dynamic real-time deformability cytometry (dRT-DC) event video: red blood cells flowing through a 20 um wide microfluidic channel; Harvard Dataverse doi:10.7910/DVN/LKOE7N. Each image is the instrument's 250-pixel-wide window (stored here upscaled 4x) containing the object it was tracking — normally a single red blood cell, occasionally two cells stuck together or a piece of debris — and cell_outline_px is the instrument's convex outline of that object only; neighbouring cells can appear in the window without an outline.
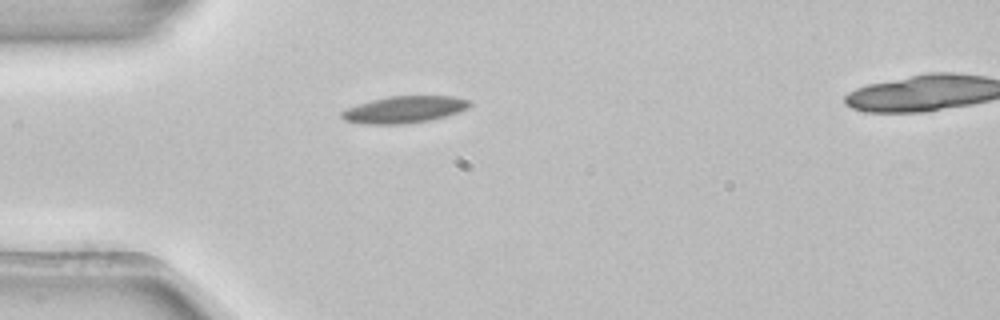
{"species": "common noctule bat (a hibernating species)", "species_latin": "Nyctalus noctula", "temperature_condition": "room temperature", "stored_images_in_passage": 2, "camera_frame_rate_fps": 3000, "um_per_image_px": 0.085, "animal": {"sex": "female", "body_mass_g": 22.7, "forearm_length_mm": 54.2}, "frame": {"image": 1, "passage_image": 1, "time_ms": 0.0, "image_size_px": [1000, 320], "cell_outline_px": [[472, 104], [468, 108], [444, 116], [428, 120], [404, 124], [364, 124], [344, 120], [340, 116], [340, 112], [348, 108], [372, 100], [388, 96], [452, 96], [472, 100]], "centroid_in_image_um": [34.37, 9.3], "position_along_channel_um": 50.6, "area_um2": 19.88}}